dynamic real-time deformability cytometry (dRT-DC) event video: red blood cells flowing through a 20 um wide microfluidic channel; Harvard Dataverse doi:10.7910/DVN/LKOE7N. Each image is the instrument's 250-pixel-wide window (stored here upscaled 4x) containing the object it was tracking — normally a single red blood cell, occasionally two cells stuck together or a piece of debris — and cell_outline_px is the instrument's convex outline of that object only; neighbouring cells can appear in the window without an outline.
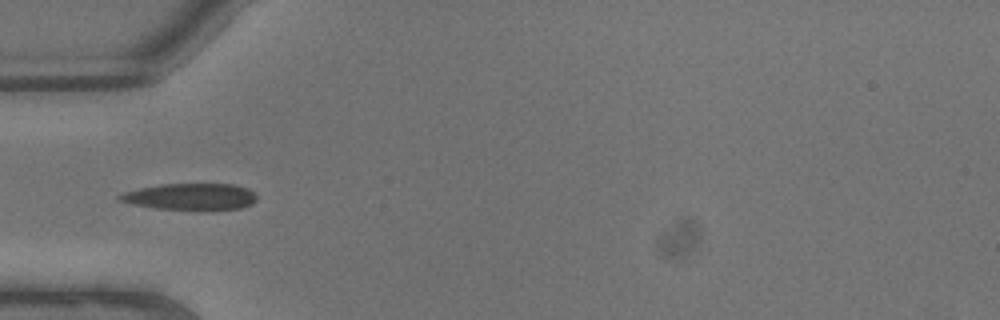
{"species": "common noctule bat (a hibernating species)", "species_latin": "Nyctalus noctula", "temperature_condition": "warm", "stored_images_in_passage": 3, "camera_frame_rate_fps": 3000, "um_per_image_px": 0.085, "animal": {"sex": "male", "body_mass_g": 13.3}, "frame": {"image": 1, "passage_image": 1, "time_ms": 0.0, "image_size_px": [1000, 320], "cell_outline_px": [[256, 200], [252, 204], [240, 208], [212, 212], [200, 212], [156, 208], [132, 204], [120, 200], [116, 196], [124, 192], [140, 188], [160, 184], [236, 184], [248, 188], [256, 196]], "centroid_in_image_um": [16.24, 16.75], "position_along_channel_um": 68.8, "area_um2": 21.96}}
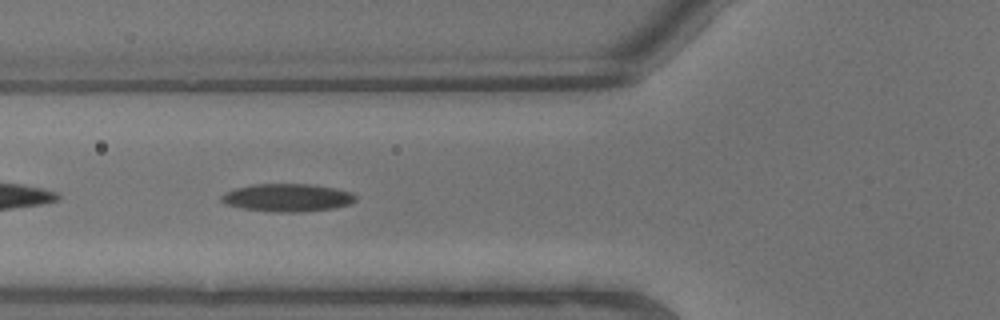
{"frame": {"image": 2, "passage_image": 2, "time_ms": 0.333, "image_size_px": [1000, 320], "cell_outline_px": [[356, 200], [348, 204], [336, 208], [304, 212], [272, 212], [240, 208], [228, 204], [220, 200], [220, 196], [224, 192], [236, 188], [252, 184], [308, 184], [336, 188], [352, 192], [356, 196]], "centroid_in_image_um": [24.43, 16.8], "position_along_channel_um": 101.4, "area_um2": 21.96}}
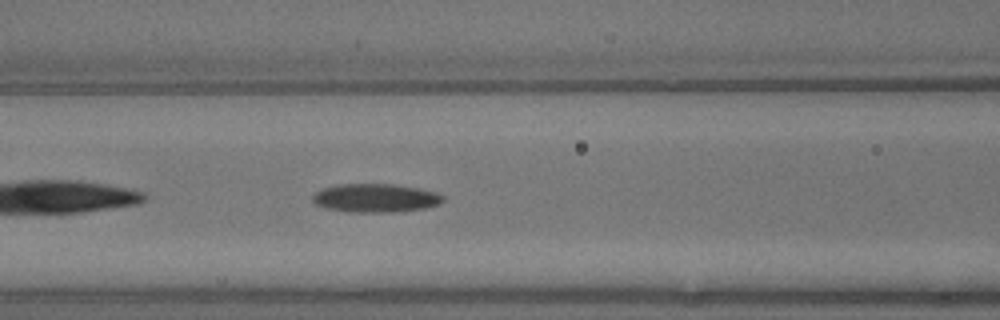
{"frame": {"image": 3, "passage_image": 3, "time_ms": 0.667, "image_size_px": [1000, 320], "cell_outline_px": [[444, 200], [440, 204], [424, 208], [392, 212], [360, 212], [328, 208], [316, 204], [312, 200], [312, 196], [316, 192], [324, 188], [340, 184], [392, 184], [420, 188], [436, 192], [444, 196]], "centroid_in_image_um": [31.97, 16.82], "position_along_channel_um": 134.6, "area_um2": 21.44}}